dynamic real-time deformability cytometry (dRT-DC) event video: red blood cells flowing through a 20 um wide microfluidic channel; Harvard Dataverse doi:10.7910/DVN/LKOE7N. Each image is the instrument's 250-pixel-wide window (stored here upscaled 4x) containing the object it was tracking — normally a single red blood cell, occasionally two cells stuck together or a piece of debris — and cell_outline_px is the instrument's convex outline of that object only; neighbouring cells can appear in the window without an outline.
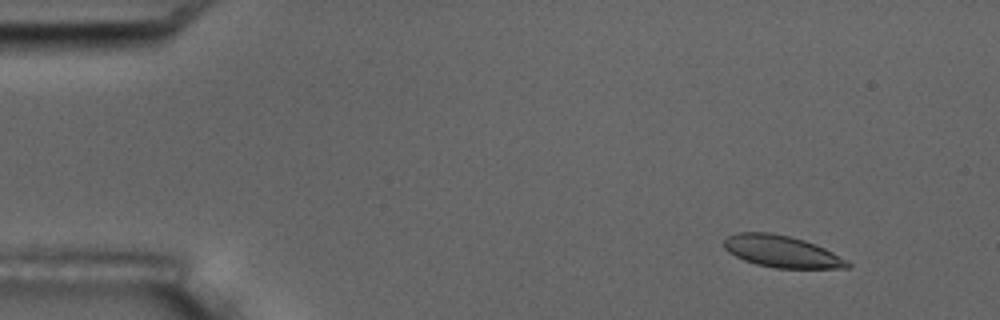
{"species": "common noctule bat (a hibernating species)", "species_latin": "Nyctalus noctula", "temperature_condition": "room temperature", "stored_images_in_passage": 7, "camera_frame_rate_fps": 3000, "um_per_image_px": 0.085, "animal": {"sex": "male", "body_mass_g": 17.5, "forearm_length_mm": 52.3}, "frame": {"image": 1, "passage_image": 1, "time_ms": 0.0, "image_size_px": [1000, 320], "cell_outline_px": [[852, 264], [848, 268], [776, 268], [756, 264], [744, 260], [728, 252], [724, 248], [724, 240], [728, 236], [736, 232], [772, 232], [804, 240], [816, 244], [848, 260]], "centroid_in_image_um": [66.44, 21.37], "position_along_channel_um": 18.6, "area_um2": 22.95}}
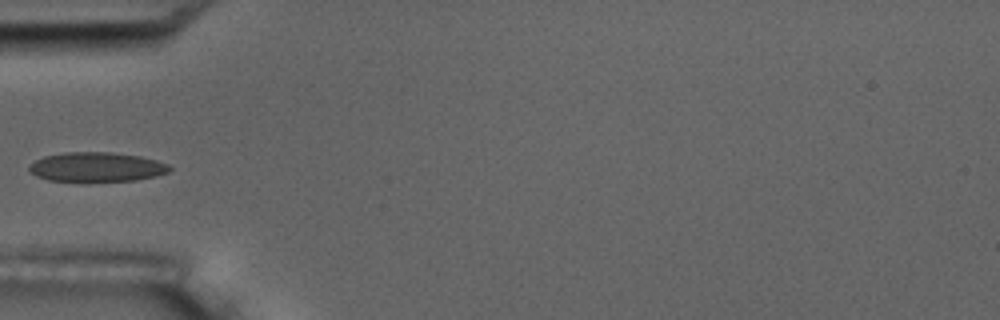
{"frame": {"image": 2, "passage_image": 4, "time_ms": 4.333, "image_size_px": [1000, 320], "cell_outline_px": [[172, 168], [168, 172], [156, 176], [136, 180], [48, 180], [36, 176], [28, 172], [28, 164], [44, 156], [64, 152], [112, 152], [140, 156], [156, 160], [168, 164]], "centroid_in_image_um": [8.19, 14.17], "position_along_channel_um": 76.8, "area_um2": 23.93}}
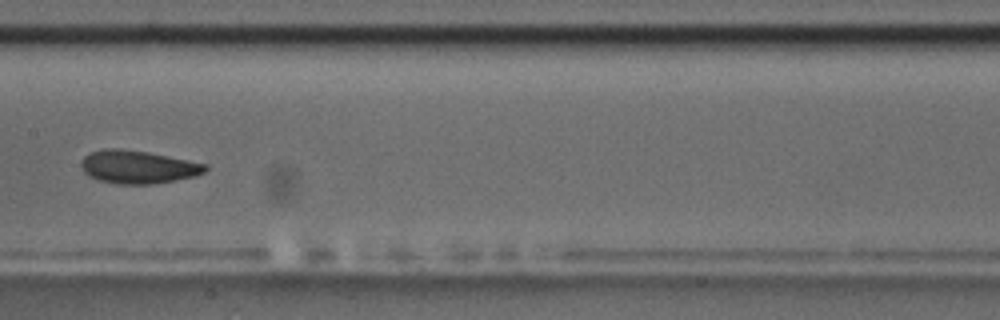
{"frame": {"image": 3, "passage_image": 7, "time_ms": 7.667, "image_size_px": [1000, 320], "cell_outline_px": [[208, 168], [204, 172], [196, 176], [176, 180], [152, 184], [120, 184], [100, 180], [88, 176], [84, 172], [80, 164], [80, 160], [84, 156], [92, 152], [104, 148], [120, 148], [148, 152], [208, 164]], "centroid_in_image_um": [11.72, 14.18], "position_along_channel_um": 195.7, "area_um2": 23.99}}